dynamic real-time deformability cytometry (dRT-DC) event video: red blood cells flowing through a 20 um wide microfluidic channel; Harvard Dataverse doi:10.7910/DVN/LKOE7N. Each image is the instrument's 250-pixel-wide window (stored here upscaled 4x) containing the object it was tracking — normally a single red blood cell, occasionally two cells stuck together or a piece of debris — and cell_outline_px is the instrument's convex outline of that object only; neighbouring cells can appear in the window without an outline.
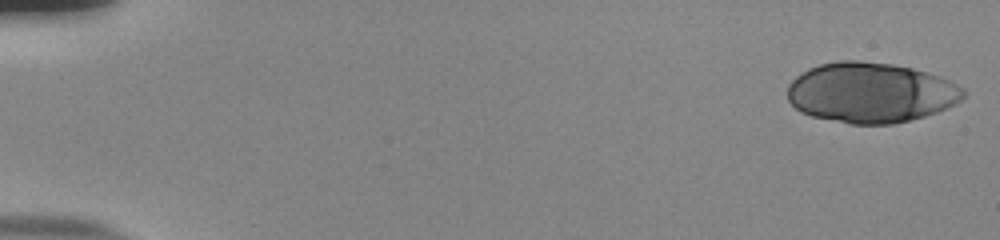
{"species": "human", "species_latin": "Homo sapiens", "temperature_condition": "room temperature", "stored_images_in_passage": 53, "camera_frame_rate_fps": 3000, "um_per_image_px": 0.085, "donor": {"sex": "male"}, "frame": {"image": 1, "passage_image": 1, "time_ms": 0.0, "image_size_px": [1000, 240], "cell_outline_px": [[964, 96], [960, 100], [936, 112], [924, 116], [892, 124], [852, 124], [812, 116], [800, 112], [788, 100], [788, 84], [796, 76], [808, 68], [820, 64], [840, 60], [856, 60], [892, 64], [912, 68], [940, 76], [964, 88]], "centroid_in_image_um": [73.98, 7.86], "position_along_channel_um": 11.0, "area_um2": 61.5}}
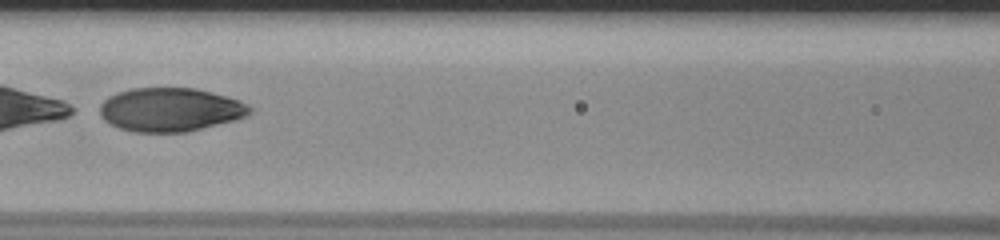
{"frame": {"image": 2, "passage_image": 26, "time_ms": 8.333, "image_size_px": [1000, 240], "cell_outline_px": [[252, 112], [248, 116], [236, 120], [188, 132], [132, 132], [120, 128], [104, 120], [100, 116], [100, 104], [108, 96], [132, 88], [196, 88], [240, 100], [248, 104], [252, 108]], "centroid_in_image_um": [14.5, 9.33], "position_along_channel_um": 152.1, "area_um2": 38.38}}
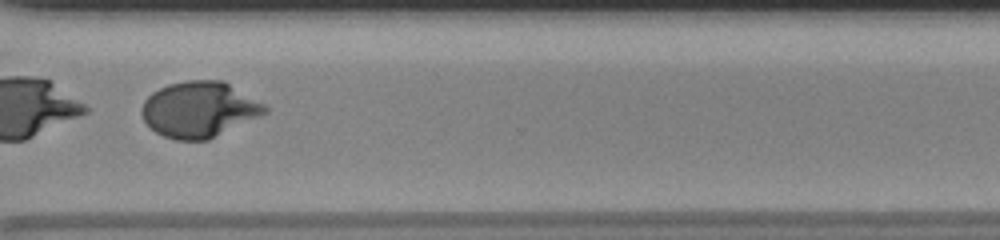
{"frame": {"image": 3, "passage_image": 42, "time_ms": 13.667, "image_size_px": [1000, 240], "cell_outline_px": [[268, 112], [260, 116], [208, 140], [176, 140], [164, 136], [156, 132], [144, 120], [140, 112], [140, 108], [144, 100], [152, 92], [168, 84], [188, 80], [224, 80], [264, 104], [268, 108]], "centroid_in_image_um": [16.92, 9.3], "position_along_channel_um": 353.7, "area_um2": 40.0}}